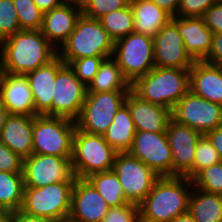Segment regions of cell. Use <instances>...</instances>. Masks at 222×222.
Instances as JSON below:
<instances>
[{
	"label": "cell",
	"instance_id": "1",
	"mask_svg": "<svg viewBox=\"0 0 222 222\" xmlns=\"http://www.w3.org/2000/svg\"><path fill=\"white\" fill-rule=\"evenodd\" d=\"M56 55L57 49L40 30H19L0 42L1 72L25 75Z\"/></svg>",
	"mask_w": 222,
	"mask_h": 222
},
{
	"label": "cell",
	"instance_id": "2",
	"mask_svg": "<svg viewBox=\"0 0 222 222\" xmlns=\"http://www.w3.org/2000/svg\"><path fill=\"white\" fill-rule=\"evenodd\" d=\"M190 189L192 180L185 176L159 177L139 204L140 222H171L187 212Z\"/></svg>",
	"mask_w": 222,
	"mask_h": 222
},
{
	"label": "cell",
	"instance_id": "3",
	"mask_svg": "<svg viewBox=\"0 0 222 222\" xmlns=\"http://www.w3.org/2000/svg\"><path fill=\"white\" fill-rule=\"evenodd\" d=\"M131 90L142 100L172 107L190 90L189 69L154 67L146 75L138 77Z\"/></svg>",
	"mask_w": 222,
	"mask_h": 222
},
{
	"label": "cell",
	"instance_id": "4",
	"mask_svg": "<svg viewBox=\"0 0 222 222\" xmlns=\"http://www.w3.org/2000/svg\"><path fill=\"white\" fill-rule=\"evenodd\" d=\"M114 41L98 19L81 14L74 31L57 50V55L65 64L84 57H112Z\"/></svg>",
	"mask_w": 222,
	"mask_h": 222
},
{
	"label": "cell",
	"instance_id": "5",
	"mask_svg": "<svg viewBox=\"0 0 222 222\" xmlns=\"http://www.w3.org/2000/svg\"><path fill=\"white\" fill-rule=\"evenodd\" d=\"M116 154L103 135L89 134L76 127L71 156L76 178L85 179L93 173L112 170Z\"/></svg>",
	"mask_w": 222,
	"mask_h": 222
},
{
	"label": "cell",
	"instance_id": "6",
	"mask_svg": "<svg viewBox=\"0 0 222 222\" xmlns=\"http://www.w3.org/2000/svg\"><path fill=\"white\" fill-rule=\"evenodd\" d=\"M74 182H59L39 188L25 187L21 211L54 222L68 220Z\"/></svg>",
	"mask_w": 222,
	"mask_h": 222
},
{
	"label": "cell",
	"instance_id": "7",
	"mask_svg": "<svg viewBox=\"0 0 222 222\" xmlns=\"http://www.w3.org/2000/svg\"><path fill=\"white\" fill-rule=\"evenodd\" d=\"M76 121L56 116L36 115L33 123V153L71 157Z\"/></svg>",
	"mask_w": 222,
	"mask_h": 222
},
{
	"label": "cell",
	"instance_id": "8",
	"mask_svg": "<svg viewBox=\"0 0 222 222\" xmlns=\"http://www.w3.org/2000/svg\"><path fill=\"white\" fill-rule=\"evenodd\" d=\"M112 58L132 84L155 67L153 37L132 32L116 40Z\"/></svg>",
	"mask_w": 222,
	"mask_h": 222
},
{
	"label": "cell",
	"instance_id": "9",
	"mask_svg": "<svg viewBox=\"0 0 222 222\" xmlns=\"http://www.w3.org/2000/svg\"><path fill=\"white\" fill-rule=\"evenodd\" d=\"M129 91L87 92L76 127L89 134L103 135L125 103Z\"/></svg>",
	"mask_w": 222,
	"mask_h": 222
},
{
	"label": "cell",
	"instance_id": "10",
	"mask_svg": "<svg viewBox=\"0 0 222 222\" xmlns=\"http://www.w3.org/2000/svg\"><path fill=\"white\" fill-rule=\"evenodd\" d=\"M171 120L204 135L222 126V105L210 102L189 90L172 107Z\"/></svg>",
	"mask_w": 222,
	"mask_h": 222
},
{
	"label": "cell",
	"instance_id": "11",
	"mask_svg": "<svg viewBox=\"0 0 222 222\" xmlns=\"http://www.w3.org/2000/svg\"><path fill=\"white\" fill-rule=\"evenodd\" d=\"M130 203L139 205L159 176L129 152H117L113 169Z\"/></svg>",
	"mask_w": 222,
	"mask_h": 222
},
{
	"label": "cell",
	"instance_id": "12",
	"mask_svg": "<svg viewBox=\"0 0 222 222\" xmlns=\"http://www.w3.org/2000/svg\"><path fill=\"white\" fill-rule=\"evenodd\" d=\"M25 187L39 188L59 182H75L71 157L33 153L23 159Z\"/></svg>",
	"mask_w": 222,
	"mask_h": 222
},
{
	"label": "cell",
	"instance_id": "13",
	"mask_svg": "<svg viewBox=\"0 0 222 222\" xmlns=\"http://www.w3.org/2000/svg\"><path fill=\"white\" fill-rule=\"evenodd\" d=\"M87 87L75 75L73 69L64 64L57 72L53 85L52 116L76 121L81 113Z\"/></svg>",
	"mask_w": 222,
	"mask_h": 222
},
{
	"label": "cell",
	"instance_id": "14",
	"mask_svg": "<svg viewBox=\"0 0 222 222\" xmlns=\"http://www.w3.org/2000/svg\"><path fill=\"white\" fill-rule=\"evenodd\" d=\"M128 152L159 177L172 176V151L166 133L136 131Z\"/></svg>",
	"mask_w": 222,
	"mask_h": 222
},
{
	"label": "cell",
	"instance_id": "15",
	"mask_svg": "<svg viewBox=\"0 0 222 222\" xmlns=\"http://www.w3.org/2000/svg\"><path fill=\"white\" fill-rule=\"evenodd\" d=\"M156 67L190 69L194 60L186 52L177 25L170 20L153 37Z\"/></svg>",
	"mask_w": 222,
	"mask_h": 222
},
{
	"label": "cell",
	"instance_id": "16",
	"mask_svg": "<svg viewBox=\"0 0 222 222\" xmlns=\"http://www.w3.org/2000/svg\"><path fill=\"white\" fill-rule=\"evenodd\" d=\"M166 135L172 151V176H185L192 168L200 132L170 120Z\"/></svg>",
	"mask_w": 222,
	"mask_h": 222
},
{
	"label": "cell",
	"instance_id": "17",
	"mask_svg": "<svg viewBox=\"0 0 222 222\" xmlns=\"http://www.w3.org/2000/svg\"><path fill=\"white\" fill-rule=\"evenodd\" d=\"M109 208L110 206L86 179H75L68 221L101 222Z\"/></svg>",
	"mask_w": 222,
	"mask_h": 222
},
{
	"label": "cell",
	"instance_id": "18",
	"mask_svg": "<svg viewBox=\"0 0 222 222\" xmlns=\"http://www.w3.org/2000/svg\"><path fill=\"white\" fill-rule=\"evenodd\" d=\"M0 102L9 114L39 115L25 75L0 73Z\"/></svg>",
	"mask_w": 222,
	"mask_h": 222
},
{
	"label": "cell",
	"instance_id": "19",
	"mask_svg": "<svg viewBox=\"0 0 222 222\" xmlns=\"http://www.w3.org/2000/svg\"><path fill=\"white\" fill-rule=\"evenodd\" d=\"M81 14L82 6L64 2L62 5L43 13L40 31L58 50L74 31L76 21Z\"/></svg>",
	"mask_w": 222,
	"mask_h": 222
},
{
	"label": "cell",
	"instance_id": "20",
	"mask_svg": "<svg viewBox=\"0 0 222 222\" xmlns=\"http://www.w3.org/2000/svg\"><path fill=\"white\" fill-rule=\"evenodd\" d=\"M125 103L130 109L136 131L166 133L171 120V110L142 100L132 90L128 92Z\"/></svg>",
	"mask_w": 222,
	"mask_h": 222
},
{
	"label": "cell",
	"instance_id": "21",
	"mask_svg": "<svg viewBox=\"0 0 222 222\" xmlns=\"http://www.w3.org/2000/svg\"><path fill=\"white\" fill-rule=\"evenodd\" d=\"M65 63L56 55L47 64L25 74L39 115L52 116L53 85L58 70Z\"/></svg>",
	"mask_w": 222,
	"mask_h": 222
},
{
	"label": "cell",
	"instance_id": "22",
	"mask_svg": "<svg viewBox=\"0 0 222 222\" xmlns=\"http://www.w3.org/2000/svg\"><path fill=\"white\" fill-rule=\"evenodd\" d=\"M183 38L186 52L194 61H202L209 53L213 32L207 28L203 17H172Z\"/></svg>",
	"mask_w": 222,
	"mask_h": 222
},
{
	"label": "cell",
	"instance_id": "23",
	"mask_svg": "<svg viewBox=\"0 0 222 222\" xmlns=\"http://www.w3.org/2000/svg\"><path fill=\"white\" fill-rule=\"evenodd\" d=\"M189 89L197 96L222 105V66L194 61L189 69Z\"/></svg>",
	"mask_w": 222,
	"mask_h": 222
},
{
	"label": "cell",
	"instance_id": "24",
	"mask_svg": "<svg viewBox=\"0 0 222 222\" xmlns=\"http://www.w3.org/2000/svg\"><path fill=\"white\" fill-rule=\"evenodd\" d=\"M34 116L9 114L0 134V141L25 159L33 154Z\"/></svg>",
	"mask_w": 222,
	"mask_h": 222
},
{
	"label": "cell",
	"instance_id": "25",
	"mask_svg": "<svg viewBox=\"0 0 222 222\" xmlns=\"http://www.w3.org/2000/svg\"><path fill=\"white\" fill-rule=\"evenodd\" d=\"M134 14V32L154 37L172 16L150 0H129Z\"/></svg>",
	"mask_w": 222,
	"mask_h": 222
},
{
	"label": "cell",
	"instance_id": "26",
	"mask_svg": "<svg viewBox=\"0 0 222 222\" xmlns=\"http://www.w3.org/2000/svg\"><path fill=\"white\" fill-rule=\"evenodd\" d=\"M135 133L136 128L130 109L124 103L117 110L112 123L103 136L116 152H128L133 145Z\"/></svg>",
	"mask_w": 222,
	"mask_h": 222
},
{
	"label": "cell",
	"instance_id": "27",
	"mask_svg": "<svg viewBox=\"0 0 222 222\" xmlns=\"http://www.w3.org/2000/svg\"><path fill=\"white\" fill-rule=\"evenodd\" d=\"M188 212L196 222H222V195L195 188L189 196Z\"/></svg>",
	"mask_w": 222,
	"mask_h": 222
},
{
	"label": "cell",
	"instance_id": "28",
	"mask_svg": "<svg viewBox=\"0 0 222 222\" xmlns=\"http://www.w3.org/2000/svg\"><path fill=\"white\" fill-rule=\"evenodd\" d=\"M131 84L123 76L121 69L112 58H106L100 64L98 72L87 87V92L130 91Z\"/></svg>",
	"mask_w": 222,
	"mask_h": 222
},
{
	"label": "cell",
	"instance_id": "29",
	"mask_svg": "<svg viewBox=\"0 0 222 222\" xmlns=\"http://www.w3.org/2000/svg\"><path fill=\"white\" fill-rule=\"evenodd\" d=\"M98 191L110 207L130 203L126 197L117 174L113 170L97 172L85 178Z\"/></svg>",
	"mask_w": 222,
	"mask_h": 222
},
{
	"label": "cell",
	"instance_id": "30",
	"mask_svg": "<svg viewBox=\"0 0 222 222\" xmlns=\"http://www.w3.org/2000/svg\"><path fill=\"white\" fill-rule=\"evenodd\" d=\"M23 173L0 172V208L20 210L24 195Z\"/></svg>",
	"mask_w": 222,
	"mask_h": 222
},
{
	"label": "cell",
	"instance_id": "31",
	"mask_svg": "<svg viewBox=\"0 0 222 222\" xmlns=\"http://www.w3.org/2000/svg\"><path fill=\"white\" fill-rule=\"evenodd\" d=\"M98 20L114 42L134 32V14L130 4L123 9L104 15Z\"/></svg>",
	"mask_w": 222,
	"mask_h": 222
},
{
	"label": "cell",
	"instance_id": "32",
	"mask_svg": "<svg viewBox=\"0 0 222 222\" xmlns=\"http://www.w3.org/2000/svg\"><path fill=\"white\" fill-rule=\"evenodd\" d=\"M195 157L193 168L185 175L189 179H193L201 170L208 168L214 164L219 163L218 153L211 141L204 134L199 138L195 148Z\"/></svg>",
	"mask_w": 222,
	"mask_h": 222
},
{
	"label": "cell",
	"instance_id": "33",
	"mask_svg": "<svg viewBox=\"0 0 222 222\" xmlns=\"http://www.w3.org/2000/svg\"><path fill=\"white\" fill-rule=\"evenodd\" d=\"M21 30H40L43 12L33 0H12Z\"/></svg>",
	"mask_w": 222,
	"mask_h": 222
},
{
	"label": "cell",
	"instance_id": "34",
	"mask_svg": "<svg viewBox=\"0 0 222 222\" xmlns=\"http://www.w3.org/2000/svg\"><path fill=\"white\" fill-rule=\"evenodd\" d=\"M192 183L193 188L222 195V161L201 170Z\"/></svg>",
	"mask_w": 222,
	"mask_h": 222
},
{
	"label": "cell",
	"instance_id": "35",
	"mask_svg": "<svg viewBox=\"0 0 222 222\" xmlns=\"http://www.w3.org/2000/svg\"><path fill=\"white\" fill-rule=\"evenodd\" d=\"M18 16L12 0H0V42L18 32Z\"/></svg>",
	"mask_w": 222,
	"mask_h": 222
},
{
	"label": "cell",
	"instance_id": "36",
	"mask_svg": "<svg viewBox=\"0 0 222 222\" xmlns=\"http://www.w3.org/2000/svg\"><path fill=\"white\" fill-rule=\"evenodd\" d=\"M129 0H87L82 6V14L92 19L109 14L115 10L123 9Z\"/></svg>",
	"mask_w": 222,
	"mask_h": 222
},
{
	"label": "cell",
	"instance_id": "37",
	"mask_svg": "<svg viewBox=\"0 0 222 222\" xmlns=\"http://www.w3.org/2000/svg\"><path fill=\"white\" fill-rule=\"evenodd\" d=\"M106 58L109 57H84L73 60L69 66L73 69L79 80L88 87L98 72L100 64Z\"/></svg>",
	"mask_w": 222,
	"mask_h": 222
},
{
	"label": "cell",
	"instance_id": "38",
	"mask_svg": "<svg viewBox=\"0 0 222 222\" xmlns=\"http://www.w3.org/2000/svg\"><path fill=\"white\" fill-rule=\"evenodd\" d=\"M101 222H140L139 205L126 203L119 207H110Z\"/></svg>",
	"mask_w": 222,
	"mask_h": 222
},
{
	"label": "cell",
	"instance_id": "39",
	"mask_svg": "<svg viewBox=\"0 0 222 222\" xmlns=\"http://www.w3.org/2000/svg\"><path fill=\"white\" fill-rule=\"evenodd\" d=\"M218 0H180L177 16L202 17Z\"/></svg>",
	"mask_w": 222,
	"mask_h": 222
},
{
	"label": "cell",
	"instance_id": "40",
	"mask_svg": "<svg viewBox=\"0 0 222 222\" xmlns=\"http://www.w3.org/2000/svg\"><path fill=\"white\" fill-rule=\"evenodd\" d=\"M0 172L23 173V159L0 141Z\"/></svg>",
	"mask_w": 222,
	"mask_h": 222
},
{
	"label": "cell",
	"instance_id": "41",
	"mask_svg": "<svg viewBox=\"0 0 222 222\" xmlns=\"http://www.w3.org/2000/svg\"><path fill=\"white\" fill-rule=\"evenodd\" d=\"M213 34L222 33V1L213 4L202 16Z\"/></svg>",
	"mask_w": 222,
	"mask_h": 222
},
{
	"label": "cell",
	"instance_id": "42",
	"mask_svg": "<svg viewBox=\"0 0 222 222\" xmlns=\"http://www.w3.org/2000/svg\"><path fill=\"white\" fill-rule=\"evenodd\" d=\"M202 61L222 66V33L213 34L210 51Z\"/></svg>",
	"mask_w": 222,
	"mask_h": 222
},
{
	"label": "cell",
	"instance_id": "43",
	"mask_svg": "<svg viewBox=\"0 0 222 222\" xmlns=\"http://www.w3.org/2000/svg\"><path fill=\"white\" fill-rule=\"evenodd\" d=\"M10 222H54L50 219L29 215L21 210L11 212Z\"/></svg>",
	"mask_w": 222,
	"mask_h": 222
},
{
	"label": "cell",
	"instance_id": "44",
	"mask_svg": "<svg viewBox=\"0 0 222 222\" xmlns=\"http://www.w3.org/2000/svg\"><path fill=\"white\" fill-rule=\"evenodd\" d=\"M216 149L219 159L222 161V126L215 128L205 134Z\"/></svg>",
	"mask_w": 222,
	"mask_h": 222
},
{
	"label": "cell",
	"instance_id": "45",
	"mask_svg": "<svg viewBox=\"0 0 222 222\" xmlns=\"http://www.w3.org/2000/svg\"><path fill=\"white\" fill-rule=\"evenodd\" d=\"M154 2L158 7L165 10L172 17L177 16L180 0H150Z\"/></svg>",
	"mask_w": 222,
	"mask_h": 222
},
{
	"label": "cell",
	"instance_id": "46",
	"mask_svg": "<svg viewBox=\"0 0 222 222\" xmlns=\"http://www.w3.org/2000/svg\"><path fill=\"white\" fill-rule=\"evenodd\" d=\"M38 8L43 12H48L64 3V0H33Z\"/></svg>",
	"mask_w": 222,
	"mask_h": 222
},
{
	"label": "cell",
	"instance_id": "47",
	"mask_svg": "<svg viewBox=\"0 0 222 222\" xmlns=\"http://www.w3.org/2000/svg\"><path fill=\"white\" fill-rule=\"evenodd\" d=\"M171 222H196V221L191 216V214L187 211L185 213L178 215Z\"/></svg>",
	"mask_w": 222,
	"mask_h": 222
},
{
	"label": "cell",
	"instance_id": "48",
	"mask_svg": "<svg viewBox=\"0 0 222 222\" xmlns=\"http://www.w3.org/2000/svg\"><path fill=\"white\" fill-rule=\"evenodd\" d=\"M8 116H9V112L0 102V134Z\"/></svg>",
	"mask_w": 222,
	"mask_h": 222
},
{
	"label": "cell",
	"instance_id": "49",
	"mask_svg": "<svg viewBox=\"0 0 222 222\" xmlns=\"http://www.w3.org/2000/svg\"><path fill=\"white\" fill-rule=\"evenodd\" d=\"M11 212L5 209H0V222H10Z\"/></svg>",
	"mask_w": 222,
	"mask_h": 222
},
{
	"label": "cell",
	"instance_id": "50",
	"mask_svg": "<svg viewBox=\"0 0 222 222\" xmlns=\"http://www.w3.org/2000/svg\"><path fill=\"white\" fill-rule=\"evenodd\" d=\"M86 1L87 0H64V2L73 3V4L80 5V6H83Z\"/></svg>",
	"mask_w": 222,
	"mask_h": 222
},
{
	"label": "cell",
	"instance_id": "51",
	"mask_svg": "<svg viewBox=\"0 0 222 222\" xmlns=\"http://www.w3.org/2000/svg\"><path fill=\"white\" fill-rule=\"evenodd\" d=\"M0 73H1V56H0Z\"/></svg>",
	"mask_w": 222,
	"mask_h": 222
}]
</instances>
